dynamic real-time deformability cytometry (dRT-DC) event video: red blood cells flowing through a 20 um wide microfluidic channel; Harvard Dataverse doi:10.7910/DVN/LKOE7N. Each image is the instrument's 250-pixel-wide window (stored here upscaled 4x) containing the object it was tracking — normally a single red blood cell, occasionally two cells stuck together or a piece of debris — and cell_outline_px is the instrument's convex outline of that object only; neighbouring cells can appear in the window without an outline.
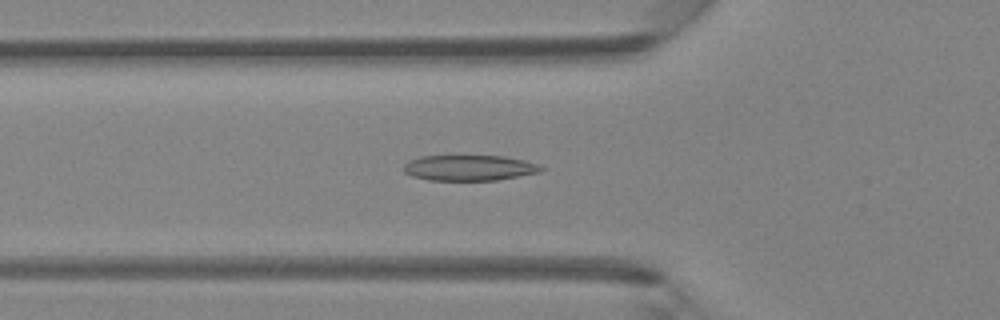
{"species": "Egyptian fruit bat (a non-hibernating species)", "species_latin": "Rousettus aegyptiacus", "temperature_condition": "room temperature", "stored_images_in_passage": 46, "camera_frame_rate_fps": 3000, "um_per_image_px": 0.085, "animal": {"sex": "female"}, "frame": {"image": 1, "passage_image": 16, "time_ms": 5.0, "image_size_px": [1000, 320], "cell_outline_px": [[544, 168], [540, 172], [496, 180], [428, 180], [412, 176], [404, 172], [404, 164], [408, 160], [420, 156], [504, 156], [524, 160], [536, 164]], "centroid_in_image_um": [39.85, 14.26], "position_along_channel_um": 86.0, "area_um2": 20.4}}
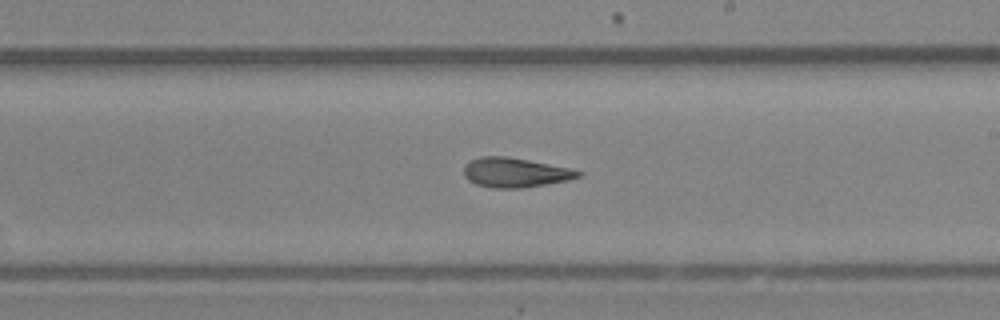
{"frame": {"image": 2, "passage_image": 27, "time_ms": 8.667, "image_size_px": [1000, 320], "cell_outline_px": [[584, 172], [580, 176], [568, 180], [524, 188], [492, 188], [476, 184], [468, 180], [464, 176], [464, 168], [472, 160], [480, 156], [504, 156], [528, 160], [568, 168]], "centroid_in_image_um": [43.78, 14.67], "position_along_channel_um": 245.2, "area_um2": 19.48}}
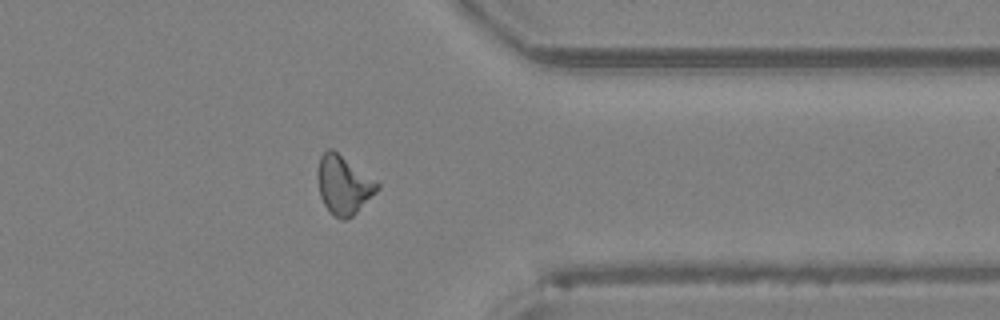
{"frame": {"image": 3, "passage_image": 37, "time_ms": 12.0, "image_size_px": [1000, 320], "cell_outline_px": [[380, 188], [352, 216], [344, 220], [332, 216], [328, 212], [320, 196], [316, 176], [316, 172], [320, 156], [328, 148], [332, 148], [380, 184]], "centroid_in_image_um": [29.16, 15.72], "position_along_channel_um": 382.2, "area_um2": 20.35}, "authors_computed_cell_mechanics": {"area_um2": 19.9121, "velocity_mm_per_s": 4.3557, "shape_relaxation_time_tau1_ms": 5.1979, "shape_relaxation_time_tau2_ms": 2.3574, "deformation_change_tau1": 0.1819, "deformation_change_tau2": 0.1177}}